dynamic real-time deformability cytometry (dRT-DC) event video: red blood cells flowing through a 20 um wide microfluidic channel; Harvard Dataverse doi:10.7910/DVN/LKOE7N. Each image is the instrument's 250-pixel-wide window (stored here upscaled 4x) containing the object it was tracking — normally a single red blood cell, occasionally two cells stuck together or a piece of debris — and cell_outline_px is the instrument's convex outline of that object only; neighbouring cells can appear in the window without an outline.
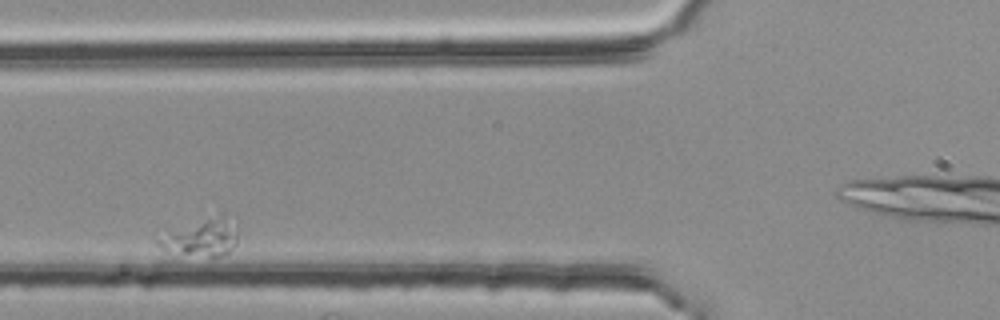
{"species": "common noctule bat (a hibernating species)", "species_latin": "Nyctalus noctula", "temperature_condition": "room temperature", "stored_images_in_passage": 40, "camera_frame_rate_fps": 3000, "um_per_image_px": 0.085, "animal": {"sex": "female", "body_mass_g": 25.1}, "frame": {"image": 1, "passage_image": 12, "time_ms": 3.667, "image_size_px": [1000, 320], "cell_outline_px": [[236, 244], [224, 256], [208, 256], [184, 252], [164, 248], [156, 244], [156, 240], [224, 212], [236, 232]], "centroid_in_image_um": [17.28, 20.21], "position_along_channel_um": 108.5, "area_um2": 15.37}}
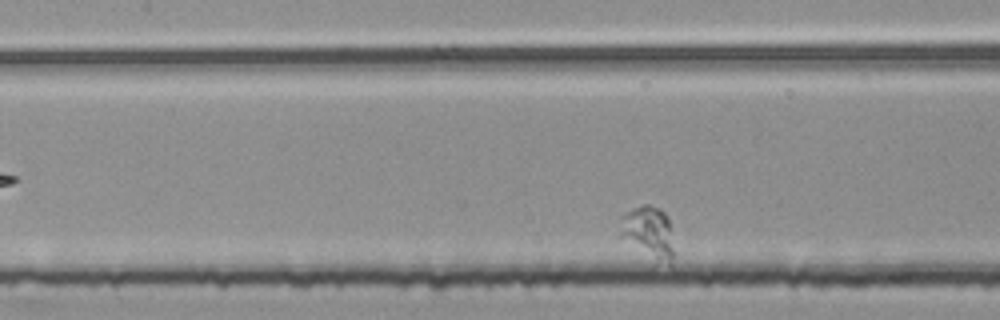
{"frame": {"image": 2, "passage_image": 17, "time_ms": 5.333, "image_size_px": [1000, 320], "cell_outline_px": [[672, 256], [668, 264], [652, 268], [620, 236], [620, 216], [632, 208], [644, 204], [648, 204], [660, 208], [668, 216], [672, 248]], "centroid_in_image_um": [55.07, 19.88], "position_along_channel_um": 152.3, "area_um2": 17.57}}